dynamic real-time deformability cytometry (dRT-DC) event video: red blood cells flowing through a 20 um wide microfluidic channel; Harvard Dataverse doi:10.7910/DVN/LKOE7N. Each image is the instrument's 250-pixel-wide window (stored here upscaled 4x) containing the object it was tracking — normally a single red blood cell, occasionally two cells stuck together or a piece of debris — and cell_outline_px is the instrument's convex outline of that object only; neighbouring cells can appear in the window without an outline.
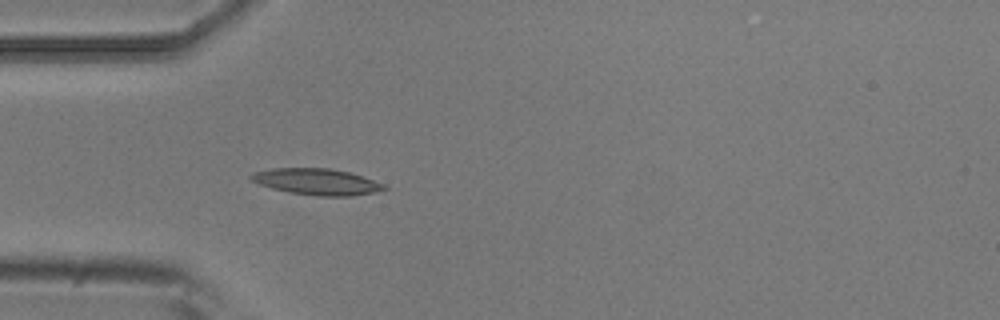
{"species": "common noctule bat (a hibernating species)", "species_latin": "Nyctalus noctula", "temperature_condition": "room temperature", "stored_images_in_passage": 5, "camera_frame_rate_fps": 3000, "um_per_image_px": 0.085, "animal": {"sex": "male", "body_mass_g": 20.5, "forearm_length_mm": 52.5}, "frame": {"image": 1, "passage_image": 5, "time_ms": 1.333, "image_size_px": [1000, 320], "cell_outline_px": [[388, 188], [376, 192], [352, 196], [316, 196], [288, 192], [272, 188], [260, 184], [252, 180], [248, 176], [256, 172], [272, 168], [328, 168], [348, 172], [384, 184]], "centroid_in_image_um": [26.93, 15.45], "position_along_channel_um": 58.1, "area_um2": 20.17}}